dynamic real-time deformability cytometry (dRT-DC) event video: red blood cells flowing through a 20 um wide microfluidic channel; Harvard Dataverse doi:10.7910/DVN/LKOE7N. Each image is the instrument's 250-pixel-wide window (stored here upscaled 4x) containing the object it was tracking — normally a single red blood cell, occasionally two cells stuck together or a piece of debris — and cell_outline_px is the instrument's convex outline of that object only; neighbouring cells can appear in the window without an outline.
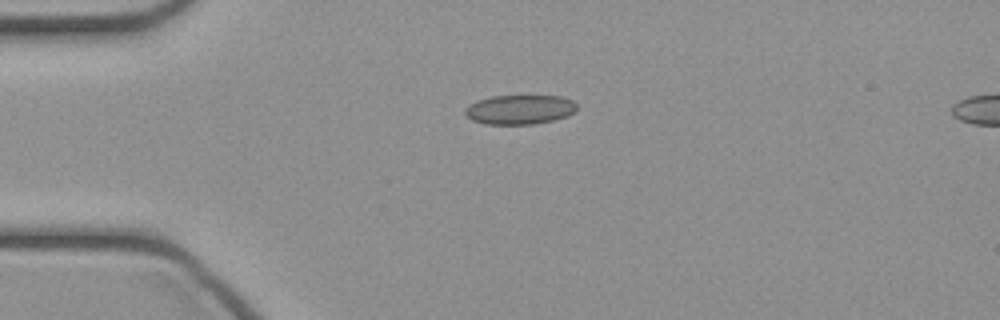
{"species": "common noctule bat (a hibernating species)", "species_latin": "Nyctalus noctula", "temperature_condition": "cold", "stored_images_in_passage": 36, "camera_frame_rate_fps": 3000, "um_per_image_px": 0.085, "animal": {"sex": "female", "body_mass_g": 21.9}, "frame": {"image": 1, "passage_image": 1, "time_ms": 0.0, "image_size_px": [1000, 320], "cell_outline_px": [[576, 112], [568, 116], [556, 120], [536, 124], [484, 124], [472, 120], [464, 112], [464, 108], [476, 100], [492, 96], [560, 96], [572, 100], [576, 104]], "centroid_in_image_um": [44.19, 9.32], "position_along_channel_um": 40.8, "area_um2": 19.36}}
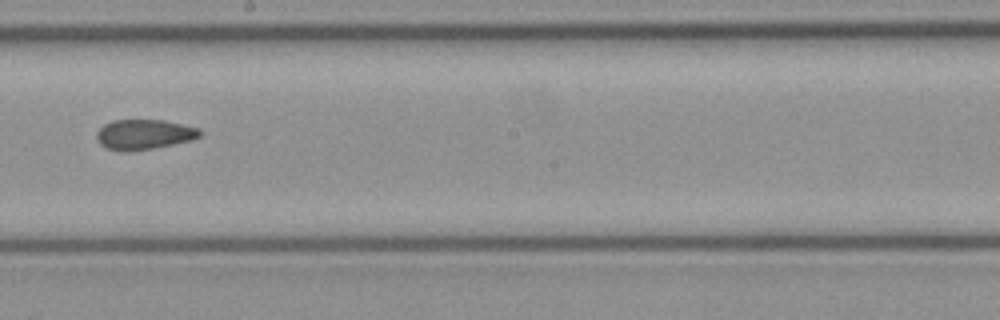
{"frame": {"image": 2, "passage_image": 16, "time_ms": 5.0, "image_size_px": [1000, 320], "cell_outline_px": [[204, 132], [200, 136], [192, 140], [152, 148], [128, 152], [124, 152], [108, 148], [100, 144], [96, 136], [96, 132], [104, 124], [112, 120], [164, 120], [200, 128]], "centroid_in_image_um": [12.26, 11.42], "position_along_channel_um": 235.9, "area_um2": 18.15}}
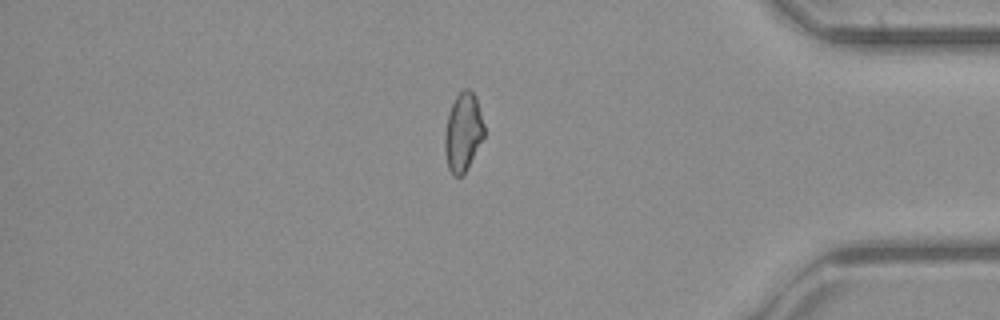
{"frame": {"image": 3, "passage_image": 29, "time_ms": 9.333, "image_size_px": [1000, 320], "cell_outline_px": [[484, 136], [464, 176], [452, 176], [448, 168], [444, 148], [444, 136], [448, 116], [452, 104], [456, 96], [464, 88], [468, 88], [476, 96], [484, 124]], "centroid_in_image_um": [39.36, 11.26], "position_along_channel_um": 395.8, "area_um2": 18.09}}